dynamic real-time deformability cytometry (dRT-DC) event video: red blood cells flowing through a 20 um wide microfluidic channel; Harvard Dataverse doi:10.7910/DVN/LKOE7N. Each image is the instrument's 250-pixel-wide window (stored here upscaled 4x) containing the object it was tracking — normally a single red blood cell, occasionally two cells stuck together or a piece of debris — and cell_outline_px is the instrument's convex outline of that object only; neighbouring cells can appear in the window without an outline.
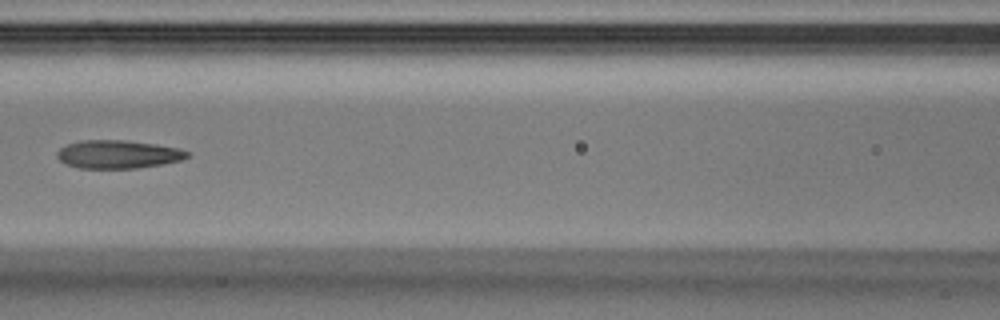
{"species": "Egyptian fruit bat (a non-hibernating species)", "species_latin": "Rousettus aegyptiacus", "temperature_condition": "warm", "stored_images_in_passage": 18, "camera_frame_rate_fps": 3000, "um_per_image_px": 0.085, "animal": {"sex": "male"}, "frame": {"image": 1, "passage_image": 8, "time_ms": 2.333, "image_size_px": [1000, 320], "cell_outline_px": [[188, 156], [180, 160], [164, 164], [136, 168], [80, 168], [68, 164], [60, 160], [56, 156], [56, 152], [60, 148], [68, 144], [80, 140], [124, 140], [156, 144], [180, 148], [188, 152]], "centroid_in_image_um": [10.03, 13.11], "position_along_channel_um": 156.6, "area_um2": 21.33}}